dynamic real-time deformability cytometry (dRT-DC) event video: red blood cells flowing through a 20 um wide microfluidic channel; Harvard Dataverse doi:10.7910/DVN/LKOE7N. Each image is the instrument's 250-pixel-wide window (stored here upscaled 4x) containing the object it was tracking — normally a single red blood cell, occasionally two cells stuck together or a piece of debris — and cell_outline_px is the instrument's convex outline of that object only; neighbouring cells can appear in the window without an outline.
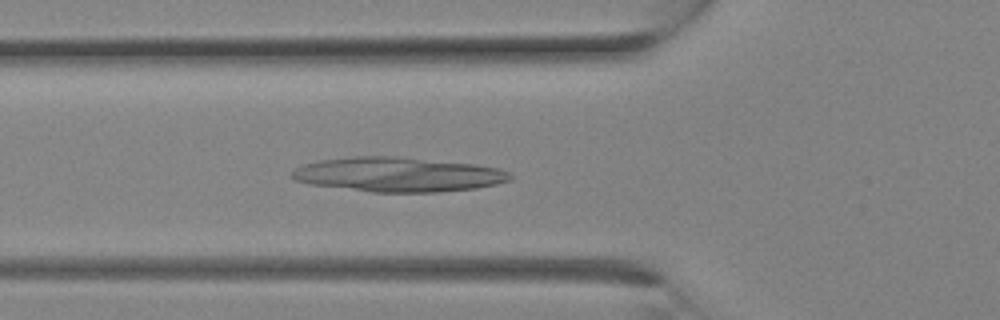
{"species": "Egyptian fruit bat (a non-hibernating species)", "species_latin": "Rousettus aegyptiacus", "temperature_condition": "room temperature", "stored_images_in_passage": 10, "camera_frame_rate_fps": 3000, "um_per_image_px": 0.085, "animal": {"sex": "female"}, "frame": {"image": 1, "passage_image": 10, "time_ms": 3.0, "image_size_px": [1000, 320], "cell_outline_px": [[512, 176], [508, 180], [496, 184], [476, 188], [436, 192], [372, 192], [308, 184], [292, 180], [288, 176], [296, 168], [304, 164], [320, 160], [352, 156], [396, 156], [476, 164], [496, 168], [512, 172]], "centroid_in_image_um": [33.79, 14.83], "position_along_channel_um": 92.0, "area_um2": 44.1}}